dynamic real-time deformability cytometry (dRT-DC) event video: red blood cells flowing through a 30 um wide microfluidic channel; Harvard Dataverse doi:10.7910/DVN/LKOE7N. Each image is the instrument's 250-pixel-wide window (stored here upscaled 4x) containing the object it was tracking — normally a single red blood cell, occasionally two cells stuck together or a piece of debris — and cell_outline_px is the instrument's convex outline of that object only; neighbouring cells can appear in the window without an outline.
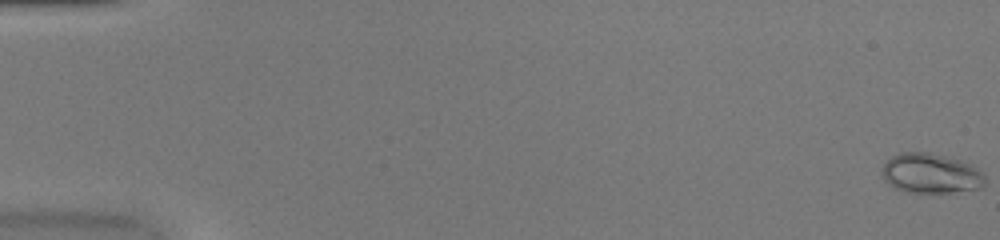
{"species": "common noctule bat (a hibernating species)", "species_latin": "Nyctalus noctula", "temperature_condition": "warm", "stored_images_in_passage": 52, "camera_frame_rate_fps": 3000, "um_per_image_px": 0.085, "animal": {"sex": "female", "body_mass_g": 20.0, "forearm_length_mm": 54.0}, "frame": {"image": 1, "passage_image": 1, "time_ms": 0.0, "image_size_px": [1000, 240], "cell_outline_px": [[984, 188], [952, 192], [908, 192], [896, 188], [884, 180], [884, 164], [892, 156], [900, 152], [928, 152], [960, 160], [972, 164], [980, 168], [984, 172]], "centroid_in_image_um": [79.19, 14.73], "position_along_channel_um": 5.8, "area_um2": 23.87}}
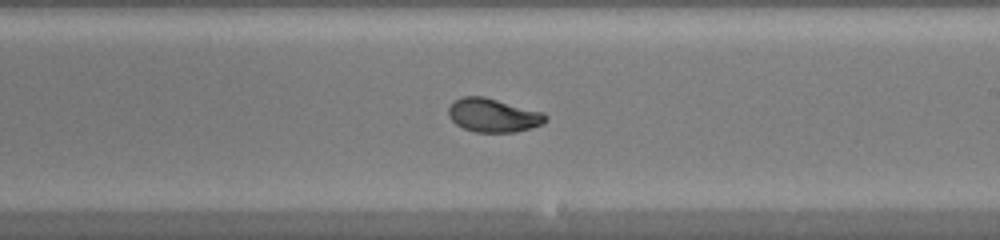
{"frame": {"image": 2, "passage_image": 32, "time_ms": 10.333, "image_size_px": [1000, 240], "cell_outline_px": [[548, 120], [540, 124], [516, 132], [476, 132], [464, 128], [456, 124], [448, 116], [448, 108], [460, 96], [484, 96], [544, 112], [548, 116]], "centroid_in_image_um": [41.92, 9.79], "position_along_channel_um": 247.1, "area_um2": 19.02}}
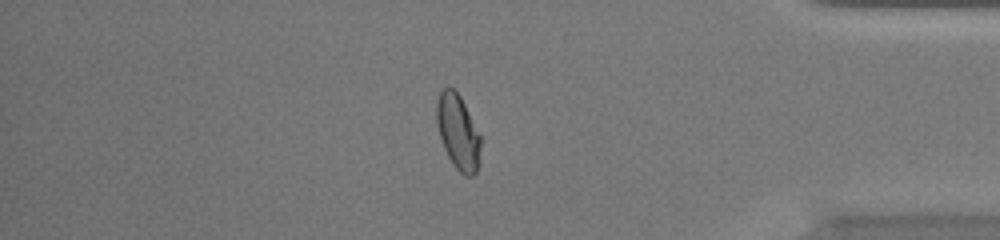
{"frame": {"image": 3, "passage_image": 45, "time_ms": 14.667, "image_size_px": [1000, 240], "cell_outline_px": [[480, 148], [476, 172], [472, 176], [464, 176], [452, 164], [444, 148], [440, 136], [436, 120], [436, 104], [440, 92], [444, 88], [452, 88], [460, 96], [480, 136]], "centroid_in_image_um": [38.91, 11.23], "position_along_channel_um": 396.3, "area_um2": 18.79}, "authors_computed_cell_mechanics": {"area_um2": 19.4786, "velocity_mm_per_s": 4.06, "shape_relaxation_time_tau1_ms": 4.5877, "shape_relaxation_time_tau2_ms": null, "deformation_change_tau1": 0.1717, "deformation_change_tau2": null}}